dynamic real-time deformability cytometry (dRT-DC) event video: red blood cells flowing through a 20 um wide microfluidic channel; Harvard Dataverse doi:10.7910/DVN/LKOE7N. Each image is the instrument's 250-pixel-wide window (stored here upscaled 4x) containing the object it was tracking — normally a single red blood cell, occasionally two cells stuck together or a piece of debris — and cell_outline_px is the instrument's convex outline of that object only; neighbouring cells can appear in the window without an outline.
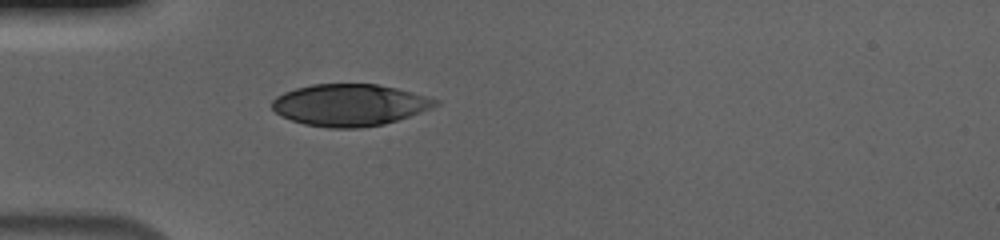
{"species": "human", "species_latin": "Homo sapiens", "temperature_condition": "cold", "stored_images_in_passage": 40, "camera_frame_rate_fps": 3000, "um_per_image_px": 0.085, "donor": {"sex": "male"}, "frame": {"image": 1, "passage_image": 1, "time_ms": 0.0, "image_size_px": [1000, 240], "cell_outline_px": [[440, 104], [420, 112], [384, 124], [356, 128], [328, 128], [304, 124], [280, 116], [272, 108], [272, 100], [276, 96], [284, 92], [296, 88], [312, 84], [376, 84], [396, 88], [412, 92], [440, 100]], "centroid_in_image_um": [29.7, 8.92], "position_along_channel_um": 55.3, "area_um2": 39.71}}
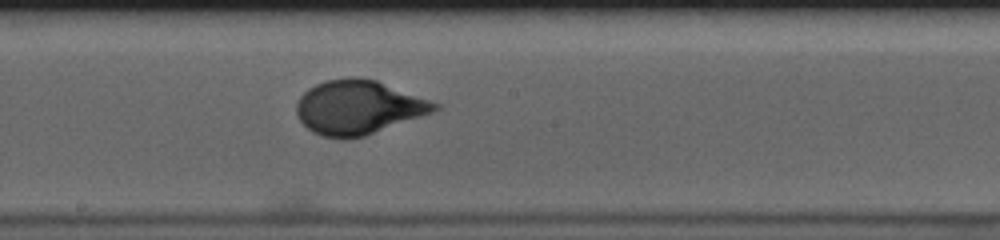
{"frame": {"image": 2, "passage_image": 15, "time_ms": 4.667, "image_size_px": [1000, 240], "cell_outline_px": [[440, 108], [432, 112], [364, 136], [344, 140], [324, 136], [312, 132], [300, 120], [296, 112], [296, 104], [300, 96], [308, 88], [324, 80], [352, 76], [376, 80], [440, 104]], "centroid_in_image_um": [30.42, 9.12], "position_along_channel_um": 217.8, "area_um2": 43.29}}
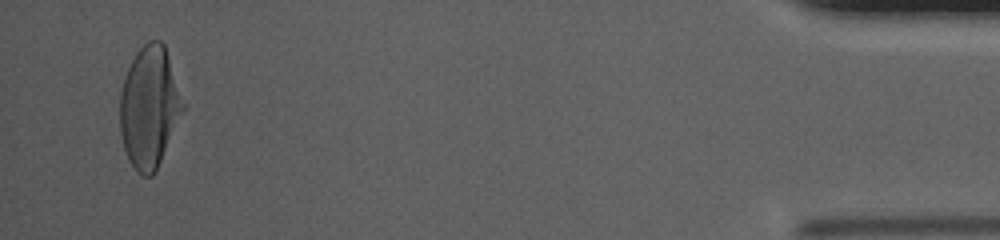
{"frame": {"image": 3, "passage_image": 38, "time_ms": 12.333, "image_size_px": [1000, 240], "cell_outline_px": [[184, 112], [152, 176], [140, 176], [136, 172], [128, 160], [124, 148], [120, 132], [120, 92], [124, 76], [136, 52], [148, 40], [160, 40], [164, 44], [184, 104]], "centroid_in_image_um": [12.68, 9.11], "position_along_channel_um": 422.5, "area_um2": 44.33}, "authors_computed_cell_mechanics": {"area_um2": 43.2922, "velocity_mm_per_s": 3.672, "shape_relaxation_time_tau1_ms": 3.4302, "shape_relaxation_time_tau2_ms": null, "deformation_change_tau1": 0.1968, "deformation_change_tau2": null}}